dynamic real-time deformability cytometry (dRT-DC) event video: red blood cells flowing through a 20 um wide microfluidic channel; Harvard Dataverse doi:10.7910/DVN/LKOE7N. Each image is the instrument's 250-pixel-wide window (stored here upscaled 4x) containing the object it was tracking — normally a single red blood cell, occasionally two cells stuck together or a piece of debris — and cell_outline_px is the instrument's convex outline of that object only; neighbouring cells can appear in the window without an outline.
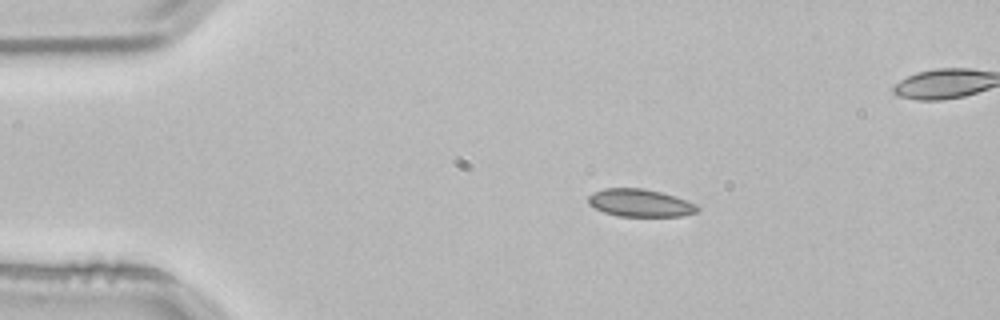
{"species": "common noctule bat (a hibernating species)", "species_latin": "Nyctalus noctula", "temperature_condition": "room temperature", "stored_images_in_passage": 4, "camera_frame_rate_fps": 3000, "um_per_image_px": 0.085, "animal": {"sex": "male", "body_mass_g": 21.5, "forearm_length_mm": 52.0}, "frame": {"image": 1, "passage_image": 2, "time_ms": 0.333, "image_size_px": [1000, 320], "cell_outline_px": [[700, 208], [696, 212], [680, 216], [616, 216], [604, 212], [588, 204], [588, 196], [592, 192], [604, 188], [644, 188], [676, 196], [696, 204]], "centroid_in_image_um": [54.39, 17.24], "position_along_channel_um": 30.6, "area_um2": 17.63}}